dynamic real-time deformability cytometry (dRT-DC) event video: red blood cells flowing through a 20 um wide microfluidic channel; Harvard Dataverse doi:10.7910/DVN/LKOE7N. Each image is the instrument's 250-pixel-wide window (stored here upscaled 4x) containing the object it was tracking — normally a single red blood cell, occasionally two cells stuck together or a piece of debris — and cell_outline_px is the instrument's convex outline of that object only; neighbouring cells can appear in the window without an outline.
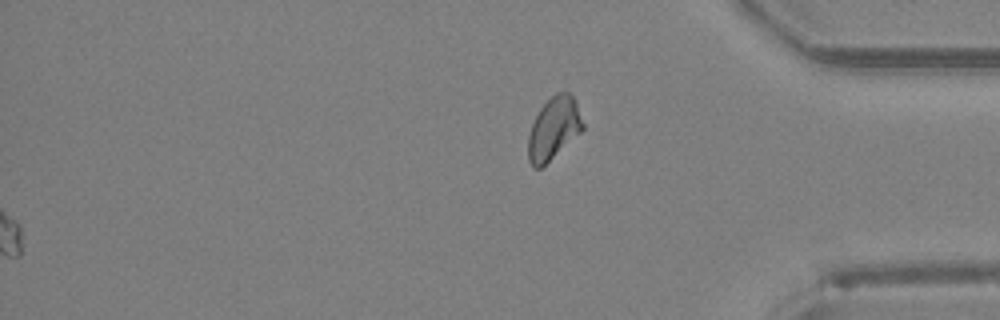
{"species": "Egyptian fruit bat (a non-hibernating species)", "species_latin": "Rousettus aegyptiacus", "temperature_condition": "room temperature", "stored_images_in_passage": 45, "segment_of_instrument_passage": [2, 2], "camera_frame_rate_fps": 3000, "um_per_image_px": 0.085, "animal": {"sex": "female"}, "frame": {"image": 1, "passage_image": 45, "time_ms": 14.667, "image_size_px": [1000, 320], "cell_outline_px": [[584, 128], [580, 132], [540, 168], [532, 168], [528, 160], [528, 136], [532, 124], [540, 108], [556, 92], [568, 92], [576, 100], [584, 124]], "centroid_in_image_um": [47.06, 10.9], "position_along_channel_um": 388.1, "area_um2": 19.54}}